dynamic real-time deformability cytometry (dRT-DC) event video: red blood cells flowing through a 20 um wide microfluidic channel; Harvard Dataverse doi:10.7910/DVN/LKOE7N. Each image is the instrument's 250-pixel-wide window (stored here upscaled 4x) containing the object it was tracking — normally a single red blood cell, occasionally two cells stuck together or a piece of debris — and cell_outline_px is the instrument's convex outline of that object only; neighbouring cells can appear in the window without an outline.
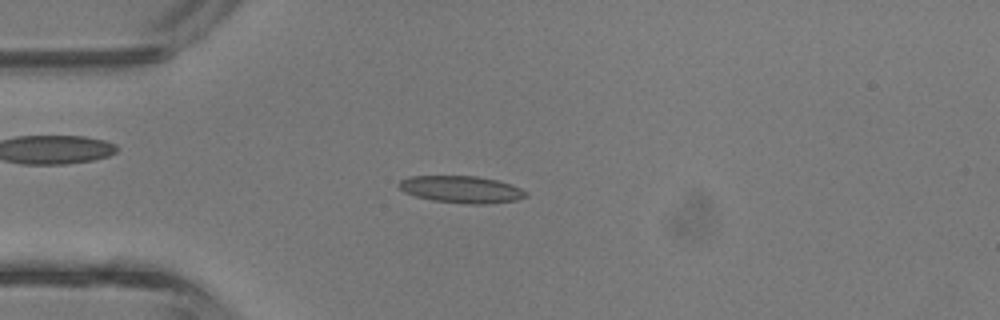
{"species": "common noctule bat (a hibernating species)", "species_latin": "Nyctalus noctula", "temperature_condition": "room temperature", "stored_images_in_passage": 40, "camera_frame_rate_fps": 3000, "um_per_image_px": 0.085, "animal": {"sex": "male", "body_mass_g": 13.3}, "frame": {"image": 1, "passage_image": 10, "time_ms": 3.0, "image_size_px": [1000, 320], "cell_outline_px": [[528, 196], [516, 200], [488, 204], [468, 204], [432, 200], [416, 196], [404, 192], [396, 184], [400, 180], [408, 176], [476, 176], [496, 180], [520, 188], [528, 192]], "centroid_in_image_um": [39.2, 16.1], "position_along_channel_um": 45.8, "area_um2": 20.0}}
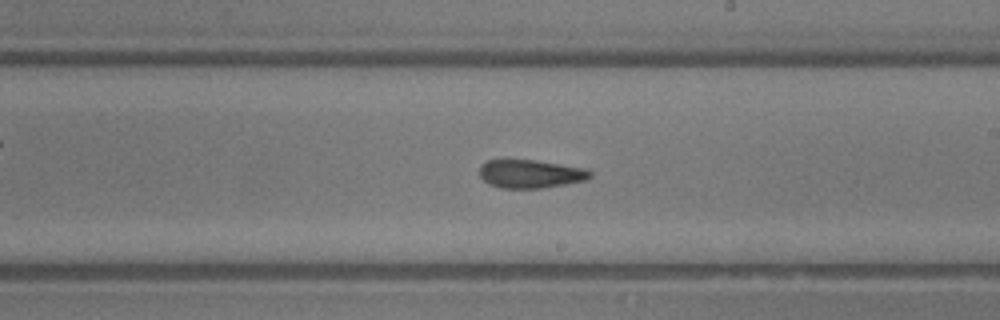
{"frame": {"image": 2, "passage_image": 23, "time_ms": 7.333, "image_size_px": [1000, 320], "cell_outline_px": [[592, 176], [584, 180], [564, 184], [540, 188], [500, 188], [488, 184], [480, 176], [480, 164], [488, 160], [536, 160], [588, 168], [592, 172]], "centroid_in_image_um": [45.09, 14.77], "position_along_channel_um": 243.9, "area_um2": 18.32}}
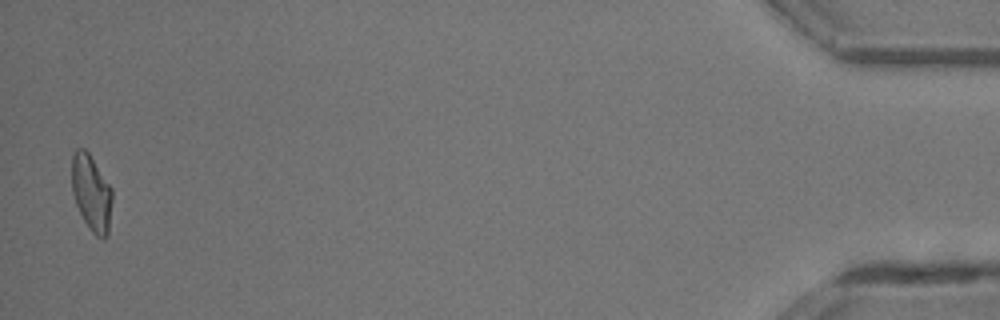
{"frame": {"image": 3, "passage_image": 40, "time_ms": 13.0, "image_size_px": [1000, 320], "cell_outline_px": [[112, 200], [108, 236], [104, 240], [96, 236], [92, 232], [84, 220], [76, 204], [72, 192], [72, 156], [76, 148], [84, 148], [88, 152], [112, 188]], "centroid_in_image_um": [7.78, 16.41], "position_along_channel_um": 427.4, "area_um2": 17.98}, "authors_computed_cell_mechanics": {"area_um2": 18.8428, "velocity_mm_per_s": 4.9561, "shape_relaxation_time_tau1_ms": 6.1003, "shape_relaxation_time_tau2_ms": 2.3982, "deformation_change_tau1": 0.1928, "deformation_change_tau2": 0.124}}